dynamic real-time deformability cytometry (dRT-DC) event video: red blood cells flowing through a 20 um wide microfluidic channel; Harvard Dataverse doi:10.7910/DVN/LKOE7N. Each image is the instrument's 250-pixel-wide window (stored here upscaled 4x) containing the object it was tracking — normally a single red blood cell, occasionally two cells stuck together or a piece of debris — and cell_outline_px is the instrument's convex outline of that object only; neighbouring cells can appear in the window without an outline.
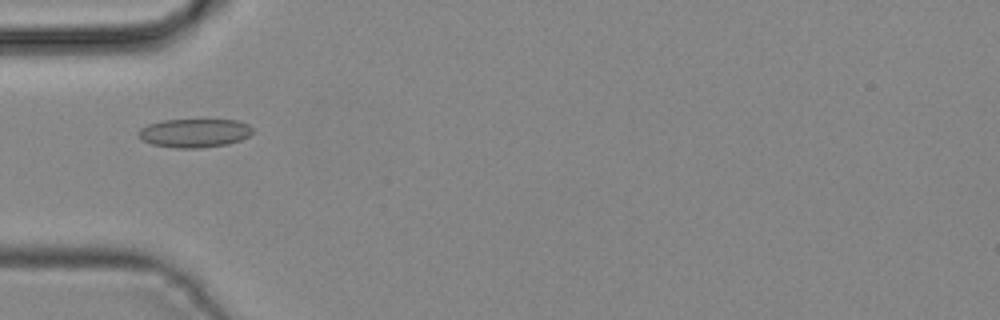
{"species": "common noctule bat (a hibernating species)", "species_latin": "Nyctalus noctula", "temperature_condition": "cold", "stored_images_in_passage": 1, "camera_frame_rate_fps": 3000, "um_per_image_px": 0.085, "animal": {"sex": "male", "body_mass_g": 19.2, "forearm_length_mm": 51.8}, "frame": {"image": 1, "passage_image": 1, "time_ms": 0.0, "image_size_px": [1000, 320], "cell_outline_px": [[252, 132], [248, 136], [240, 140], [228, 144], [200, 148], [176, 148], [152, 144], [140, 140], [136, 132], [140, 128], [148, 124], [164, 120], [236, 120], [248, 124], [252, 128]], "centroid_in_image_um": [16.48, 11.31], "position_along_channel_um": 68.5, "area_um2": 19.13}}